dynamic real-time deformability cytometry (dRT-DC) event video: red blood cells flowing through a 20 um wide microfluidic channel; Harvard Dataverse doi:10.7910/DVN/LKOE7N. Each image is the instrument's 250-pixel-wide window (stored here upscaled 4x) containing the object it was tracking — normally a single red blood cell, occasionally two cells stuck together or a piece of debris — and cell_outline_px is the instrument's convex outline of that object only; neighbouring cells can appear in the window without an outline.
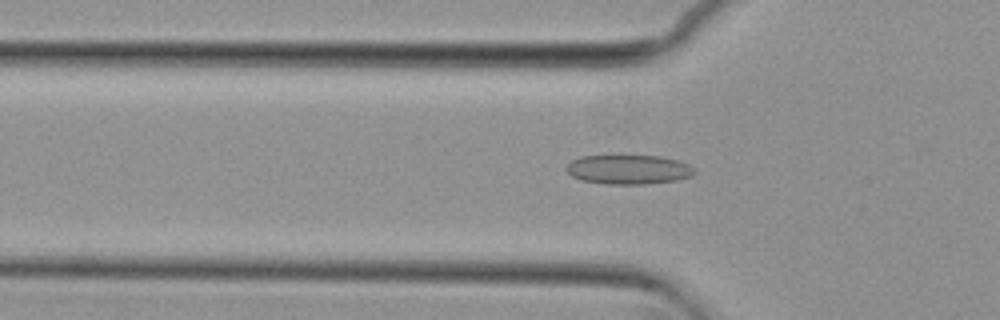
{"species": "common noctule bat (a hibernating species)", "species_latin": "Nyctalus noctula", "temperature_condition": "cold", "stored_images_in_passage": 55, "camera_frame_rate_fps": 3000, "um_per_image_px": 0.085, "animal": {"sex": "female", "body_mass_g": 29.2, "forearm_length_mm": 56.3}, "frame": {"image": 1, "passage_image": 18, "time_ms": 5.667, "image_size_px": [1000, 320], "cell_outline_px": [[696, 172], [692, 176], [676, 180], [644, 184], [604, 184], [580, 180], [572, 176], [564, 168], [572, 160], [580, 156], [620, 152], [660, 156], [676, 160], [688, 164], [696, 168]], "centroid_in_image_um": [53.38, 14.35], "position_along_channel_um": 72.4, "area_um2": 23.12}}
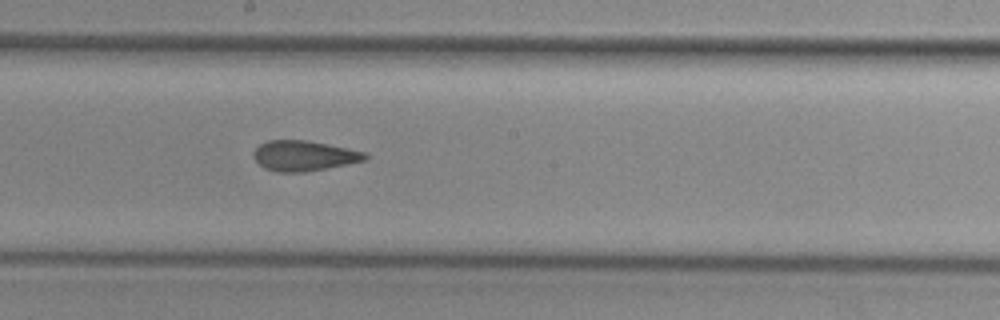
{"frame": {"image": 2, "passage_image": 30, "time_ms": 9.667, "image_size_px": [1000, 320], "cell_outline_px": [[368, 160], [304, 172], [276, 172], [264, 168], [252, 156], [252, 152], [260, 144], [268, 140], [304, 140], [364, 152], [368, 156]], "centroid_in_image_um": [25.79, 13.25], "position_along_channel_um": 222.4, "area_um2": 19.42}}
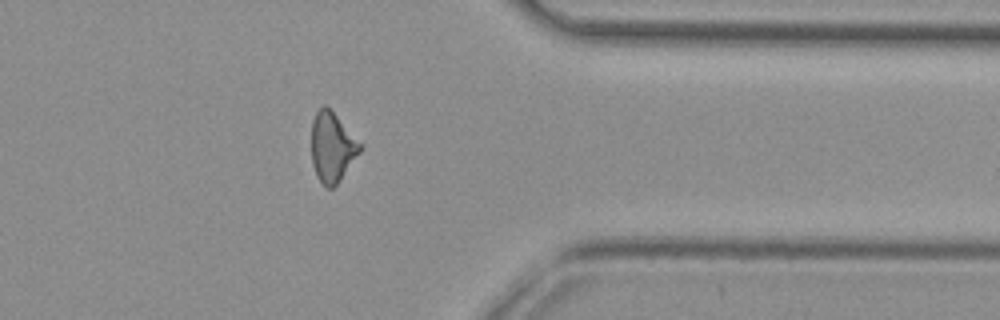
{"frame": {"image": 3, "passage_image": 44, "time_ms": 14.333, "image_size_px": [1000, 320], "cell_outline_px": [[364, 148], [340, 180], [332, 188], [328, 188], [316, 176], [312, 164], [312, 120], [316, 112], [324, 104], [364, 144]], "centroid_in_image_um": [28.27, 12.51], "position_along_channel_um": 383.1, "area_um2": 19.77}, "authors_computed_cell_mechanics": {"area_um2": 20.1144, "velocity_mm_per_s": 3.7412, "shape_relaxation_time_tau1_ms": null, "shape_relaxation_time_tau2_ms": 1.8728, "deformation_change_tau1": null, "deformation_change_tau2": 0.0986}}